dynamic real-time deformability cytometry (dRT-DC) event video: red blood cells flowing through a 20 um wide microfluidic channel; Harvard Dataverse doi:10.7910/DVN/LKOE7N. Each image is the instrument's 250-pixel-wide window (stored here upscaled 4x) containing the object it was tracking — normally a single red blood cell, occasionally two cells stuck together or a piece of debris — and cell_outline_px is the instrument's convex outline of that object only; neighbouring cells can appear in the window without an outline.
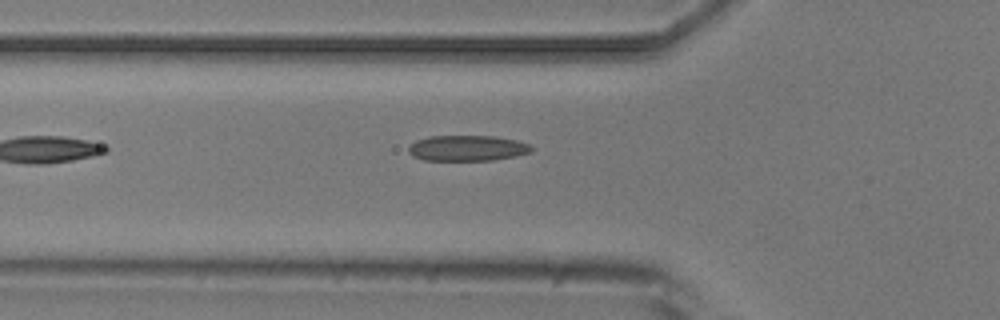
{"species": "common noctule bat (a hibernating species)", "species_latin": "Nyctalus noctula", "temperature_condition": "room temperature", "stored_images_in_passage": 6, "camera_frame_rate_fps": 3000, "um_per_image_px": 0.085, "animal": {"sex": "male", "body_mass_g": 20.5, "forearm_length_mm": 52.5}, "frame": {"image": 1, "passage_image": 6, "time_ms": 5.667, "image_size_px": [1000, 320], "cell_outline_px": [[532, 152], [516, 156], [492, 160], [424, 160], [412, 156], [408, 152], [408, 148], [416, 140], [428, 136], [492, 136], [516, 140], [528, 144], [532, 148]], "centroid_in_image_um": [39.7, 12.59], "position_along_channel_um": 86.1, "area_um2": 18.32}}